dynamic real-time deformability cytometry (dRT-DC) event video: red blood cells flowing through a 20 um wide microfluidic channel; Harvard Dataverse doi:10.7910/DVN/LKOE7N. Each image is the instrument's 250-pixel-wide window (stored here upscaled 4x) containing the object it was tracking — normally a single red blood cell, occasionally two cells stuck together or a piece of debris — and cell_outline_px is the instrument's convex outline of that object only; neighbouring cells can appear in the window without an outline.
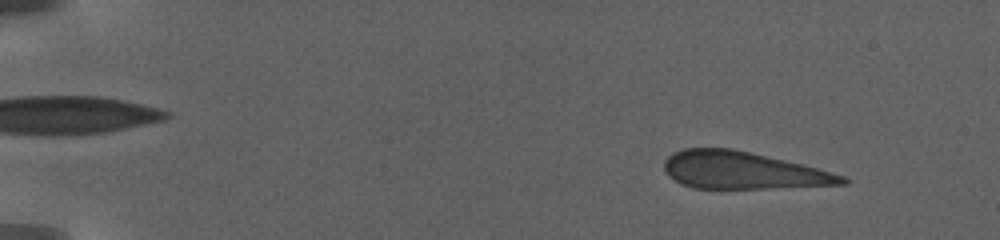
{"species": "human", "species_latin": "Homo sapiens", "temperature_condition": "warm", "stored_images_in_passage": 13, "camera_frame_rate_fps": 3000, "um_per_image_px": 0.085, "donor": {"sex": "female"}, "frame": {"image": 1, "passage_image": 10, "time_ms": 2.333, "image_size_px": [1000, 240], "cell_outline_px": [[852, 180], [848, 184], [764, 188], [692, 188], [680, 184], [668, 176], [664, 168], [664, 160], [672, 152], [684, 148], [732, 148], [800, 164], [816, 168], [844, 176]], "centroid_in_image_um": [63.08, 14.49], "position_along_channel_um": 21.9, "area_um2": 38.38}}